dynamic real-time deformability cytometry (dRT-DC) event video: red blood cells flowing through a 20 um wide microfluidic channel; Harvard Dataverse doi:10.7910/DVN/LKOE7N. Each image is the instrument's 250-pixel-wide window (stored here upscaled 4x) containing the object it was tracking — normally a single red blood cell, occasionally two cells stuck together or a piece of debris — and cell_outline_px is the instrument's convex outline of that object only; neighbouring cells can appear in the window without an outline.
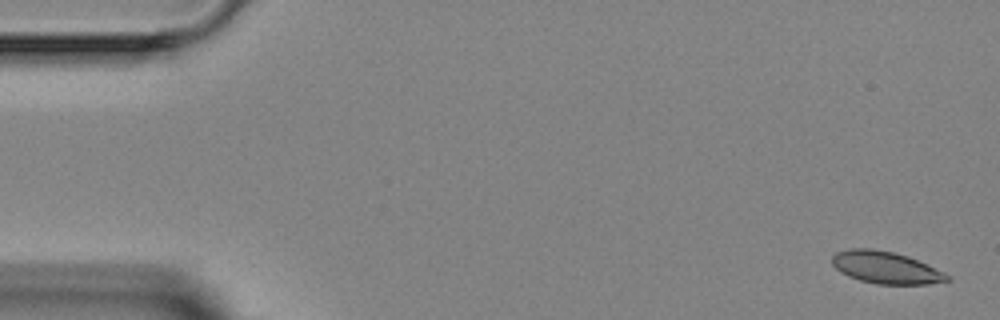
{"species": "Egyptian fruit bat (a non-hibernating species)", "species_latin": "Rousettus aegyptiacus", "temperature_condition": "room temperature", "stored_images_in_passage": 4, "camera_frame_rate_fps": 3000, "um_per_image_px": 0.085, "animal": {"sex": "female"}, "frame": {"image": 1, "passage_image": 1, "time_ms": 0.0, "image_size_px": [1000, 320], "cell_outline_px": [[952, 280], [928, 284], [876, 284], [860, 280], [848, 276], [840, 272], [832, 264], [832, 256], [836, 252], [848, 248], [872, 248], [892, 252], [908, 256], [944, 272], [952, 276]], "centroid_in_image_um": [75.29, 22.74], "position_along_channel_um": 9.7, "area_um2": 21.62}}
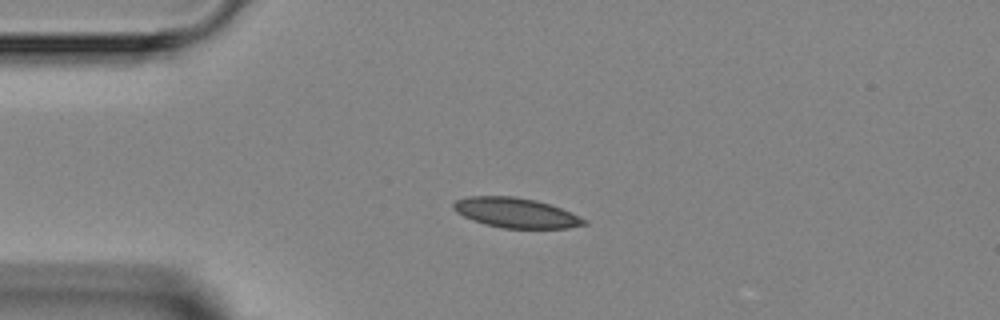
{"frame": {"image": 2, "passage_image": 4, "time_ms": 3.333, "image_size_px": [1000, 320], "cell_outline_px": [[588, 224], [568, 228], [500, 228], [484, 224], [472, 220], [456, 212], [452, 208], [452, 204], [456, 200], [468, 196], [512, 196], [536, 200], [560, 208], [580, 216], [588, 220]], "centroid_in_image_um": [43.84, 18.09], "position_along_channel_um": 41.2, "area_um2": 22.83}}